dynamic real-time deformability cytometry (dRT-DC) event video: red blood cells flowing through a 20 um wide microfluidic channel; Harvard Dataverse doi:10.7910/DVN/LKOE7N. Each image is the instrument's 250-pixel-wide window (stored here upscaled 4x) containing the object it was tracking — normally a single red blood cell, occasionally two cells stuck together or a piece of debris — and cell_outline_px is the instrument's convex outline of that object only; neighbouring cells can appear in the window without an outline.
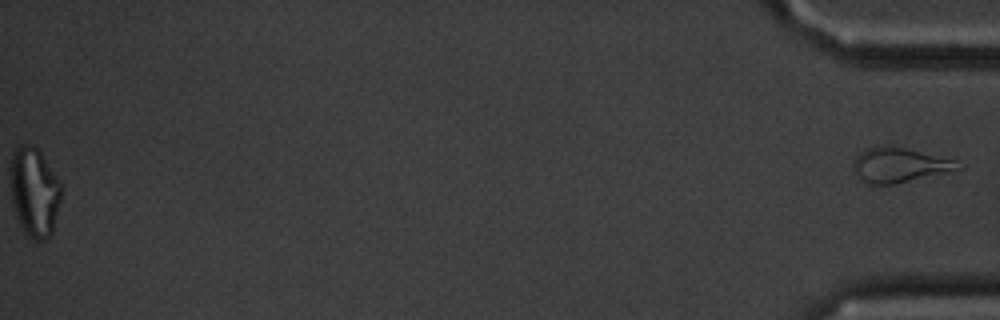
{"species": "common noctule bat (a hibernating species)", "species_latin": "Nyctalus noctula", "temperature_condition": "cold", "stored_images_in_passage": 47, "segment_of_instrument_passage": [2, 2], "camera_frame_rate_fps": 3000, "um_per_image_px": 0.085, "animal": {"sex": "male", "body_mass_g": 20.1, "forearm_length_mm": 53.5}, "frame": {"image": 1, "passage_image": 47, "time_ms": 15.333, "image_size_px": [1000, 320], "cell_outline_px": [[964, 168], [892, 184], [872, 184], [864, 180], [852, 168], [852, 164], [856, 156], [860, 152], [876, 144], [904, 148], [956, 160], [964, 164]], "centroid_in_image_um": [76.46, 14.0], "position_along_channel_um": 358.7, "area_um2": 20.81}}